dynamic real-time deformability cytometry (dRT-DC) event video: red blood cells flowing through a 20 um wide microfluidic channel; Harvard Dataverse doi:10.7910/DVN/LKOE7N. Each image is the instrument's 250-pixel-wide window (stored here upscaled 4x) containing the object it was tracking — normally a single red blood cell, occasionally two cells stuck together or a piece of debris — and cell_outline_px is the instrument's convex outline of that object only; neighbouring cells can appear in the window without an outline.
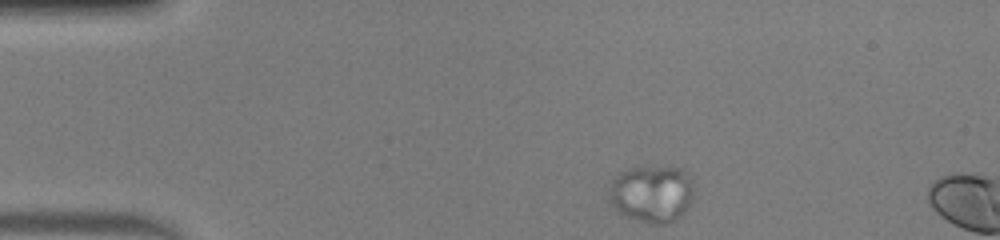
{"species": "human", "species_latin": "Homo sapiens", "temperature_condition": "warm", "stored_images_in_passage": 4, "segment_of_instrument_passage": [1, 2], "camera_frame_rate_fps": 3000, "um_per_image_px": 0.085, "donor": {"sex": "male"}, "frame": {"image": 1, "passage_image": 1, "time_ms": 0.0, "image_size_px": [1000, 240], "cell_outline_px": [[692, 196], [684, 212], [680, 216], [664, 224], [652, 224], [636, 220], [620, 212], [612, 204], [612, 180], [620, 172], [628, 168], [680, 168], [684, 172], [692, 184]], "centroid_in_image_um": [55.41, 16.48], "position_along_channel_um": 29.6, "area_um2": 27.17}}